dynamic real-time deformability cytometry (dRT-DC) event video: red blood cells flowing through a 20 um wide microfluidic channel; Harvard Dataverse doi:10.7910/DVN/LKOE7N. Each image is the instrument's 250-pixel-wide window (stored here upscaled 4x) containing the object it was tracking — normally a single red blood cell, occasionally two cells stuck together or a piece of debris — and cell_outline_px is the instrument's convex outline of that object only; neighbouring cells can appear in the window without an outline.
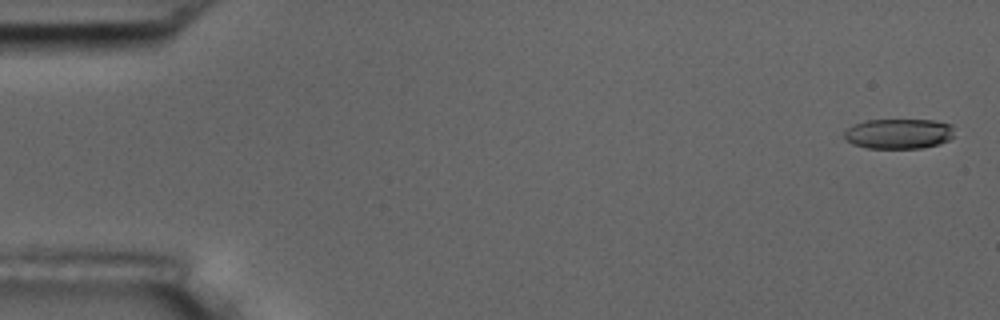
{"species": "common noctule bat (a hibernating species)", "species_latin": "Nyctalus noctula", "temperature_condition": "room temperature", "stored_images_in_passage": 15, "camera_frame_rate_fps": 3000, "um_per_image_px": 0.085, "animal": {"sex": "male", "body_mass_g": 17.5, "forearm_length_mm": 52.3}, "frame": {"image": 1, "passage_image": 1, "time_ms": 0.0, "image_size_px": [1000, 320], "cell_outline_px": [[952, 136], [948, 140], [940, 144], [920, 148], [868, 148], [852, 144], [844, 140], [844, 132], [852, 124], [864, 120], [936, 120], [952, 124]], "centroid_in_image_um": [76.35, 11.36], "position_along_channel_um": 8.6, "area_um2": 19.48}}
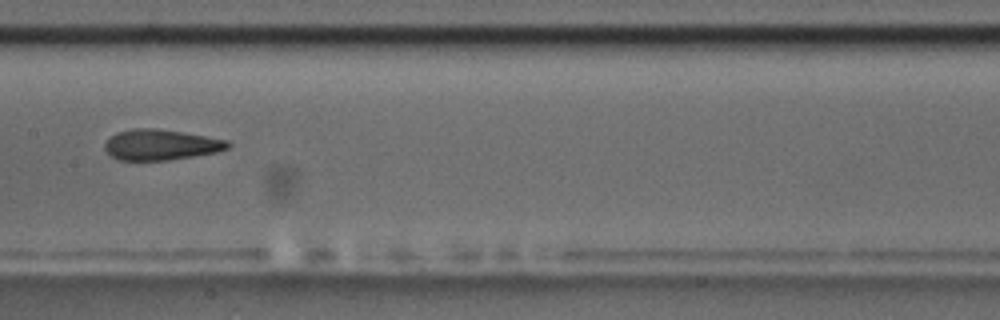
{"frame": {"image": 2, "passage_image": 8, "time_ms": 2.333, "image_size_px": [1000, 320], "cell_outline_px": [[232, 144], [228, 148], [216, 152], [168, 160], [120, 160], [112, 156], [104, 148], [104, 144], [116, 132], [136, 128], [156, 128], [228, 140]], "centroid_in_image_um": [13.67, 12.3], "position_along_channel_um": 193.7, "area_um2": 21.68}}
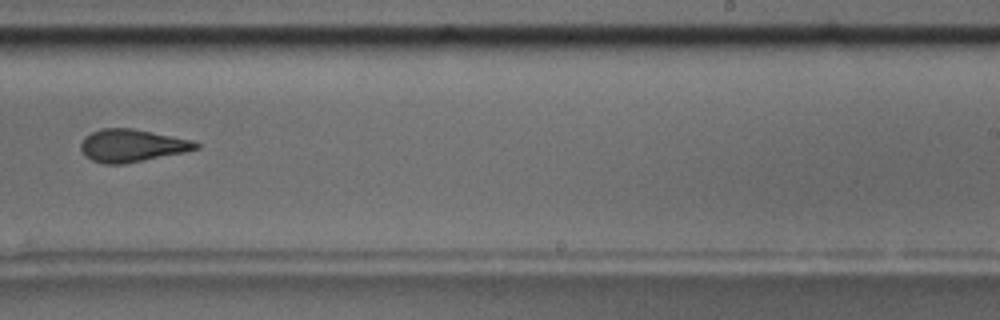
{"frame": {"image": 3, "passage_image": 10, "time_ms": 3.0, "image_size_px": [1000, 320], "cell_outline_px": [[200, 148], [184, 152], [124, 164], [104, 164], [92, 160], [84, 156], [80, 148], [80, 144], [84, 136], [100, 128], [132, 128], [192, 140], [200, 144]], "centroid_in_image_um": [11.18, 12.37], "position_along_channel_um": 277.8, "area_um2": 21.91}}